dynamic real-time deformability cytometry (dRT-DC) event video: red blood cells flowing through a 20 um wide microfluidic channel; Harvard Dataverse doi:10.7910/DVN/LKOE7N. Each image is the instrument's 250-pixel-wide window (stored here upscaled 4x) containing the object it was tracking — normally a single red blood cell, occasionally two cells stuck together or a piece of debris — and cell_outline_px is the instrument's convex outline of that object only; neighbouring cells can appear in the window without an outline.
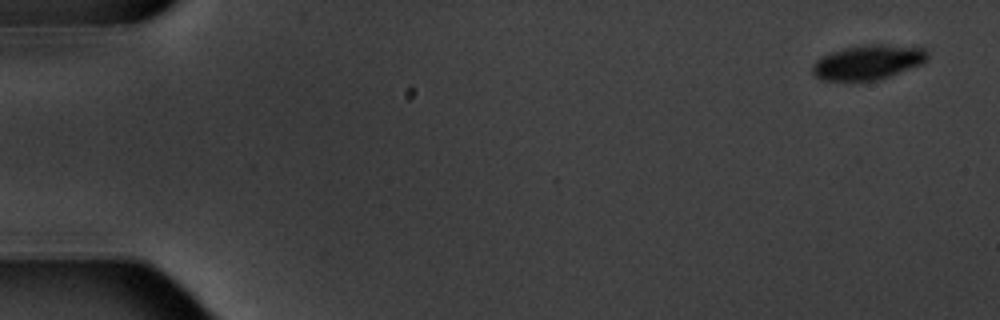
{"species": "common noctule bat (a hibernating species)", "species_latin": "Nyctalus noctula", "temperature_condition": "warm", "stored_images_in_passage": 7, "camera_frame_rate_fps": 3000, "um_per_image_px": 0.085, "animal": {"sex": "male", "body_mass_g": 20.1, "forearm_length_mm": 53.5}, "frame": {"image": 1, "passage_image": 1, "time_ms": 0.0, "image_size_px": [1000, 320], "cell_outline_px": [[928, 60], [920, 64], [880, 80], [848, 84], [820, 80], [812, 72], [812, 64], [816, 60], [832, 52], [844, 48], [872, 44], [880, 44], [924, 48], [928, 52]], "centroid_in_image_um": [73.72, 5.35], "position_along_channel_um": 11.3, "area_um2": 23.81}}
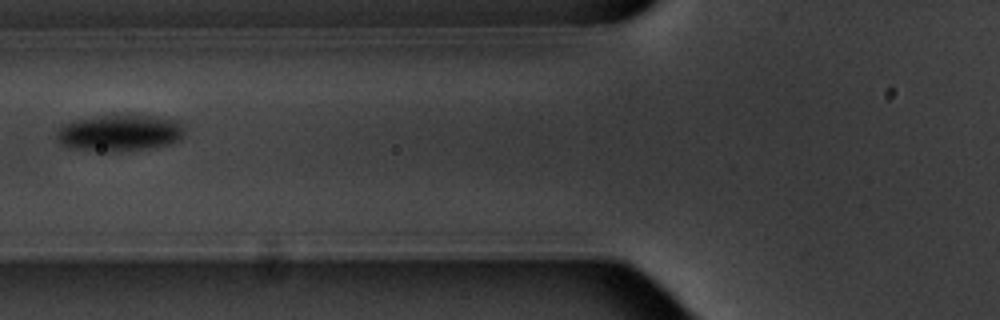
{"frame": {"image": 2, "passage_image": 7, "time_ms": 7.0, "image_size_px": [1000, 320], "cell_outline_px": [[184, 136], [180, 140], [172, 144], [148, 148], [108, 152], [72, 148], [60, 144], [56, 136], [56, 132], [64, 124], [72, 120], [96, 116], [128, 112], [180, 120], [184, 128]], "centroid_in_image_um": [10.21, 11.25], "position_along_channel_um": 115.6, "area_um2": 28.15}}